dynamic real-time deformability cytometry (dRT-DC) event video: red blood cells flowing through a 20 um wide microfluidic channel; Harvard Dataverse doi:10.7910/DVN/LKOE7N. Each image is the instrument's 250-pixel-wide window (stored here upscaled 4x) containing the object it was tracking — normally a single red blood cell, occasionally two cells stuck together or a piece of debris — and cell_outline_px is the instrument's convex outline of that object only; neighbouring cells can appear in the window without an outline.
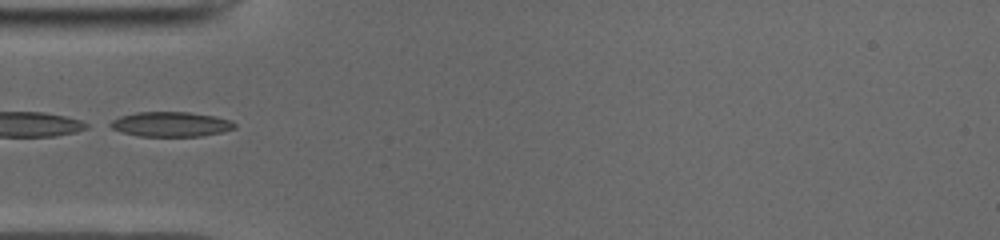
{"species": "common noctule bat (a hibernating species)", "species_latin": "Nyctalus noctula", "temperature_condition": "cold", "stored_images_in_passage": 19, "camera_frame_rate_fps": 3000, "um_per_image_px": 0.085, "animal": {"sex": "male", "body_mass_g": 19.0, "forearm_length_mm": 50.8}, "frame": {"image": 1, "passage_image": 1, "time_ms": 0.0, "image_size_px": [1000, 240], "cell_outline_px": [[236, 128], [224, 132], [200, 136], [140, 136], [124, 132], [112, 128], [104, 124], [120, 116], [136, 112], [188, 112], [212, 116], [232, 120], [236, 124]], "centroid_in_image_um": [14.52, 10.56], "position_along_channel_um": 70.5, "area_um2": 18.03}}
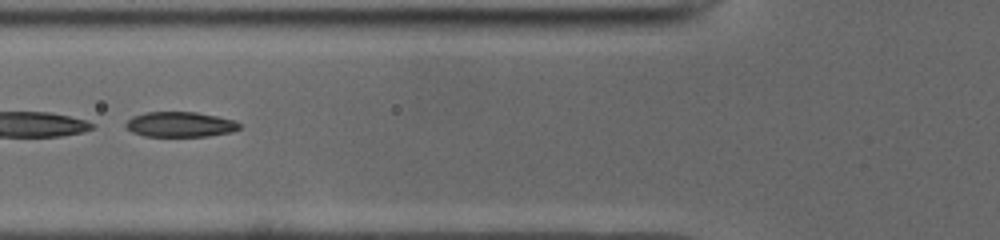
{"frame": {"image": 2, "passage_image": 4, "time_ms": 1.0, "image_size_px": [1000, 240], "cell_outline_px": [[240, 128], [232, 132], [208, 136], [144, 136], [132, 132], [124, 124], [132, 116], [144, 112], [196, 112], [216, 116], [232, 120], [240, 124]], "centroid_in_image_um": [15.29, 10.57], "position_along_channel_um": 110.5, "area_um2": 16.59}}
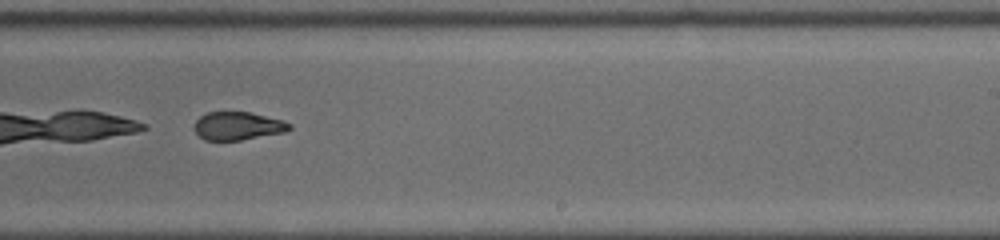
{"frame": {"image": 3, "passage_image": 16, "time_ms": 5.0, "image_size_px": [1000, 240], "cell_outline_px": [[292, 128], [284, 132], [240, 140], [204, 140], [192, 128], [196, 120], [200, 116], [208, 112], [248, 112], [284, 120], [292, 124]], "centroid_in_image_um": [20.21, 10.7], "position_along_channel_um": 268.8, "area_um2": 15.61}}